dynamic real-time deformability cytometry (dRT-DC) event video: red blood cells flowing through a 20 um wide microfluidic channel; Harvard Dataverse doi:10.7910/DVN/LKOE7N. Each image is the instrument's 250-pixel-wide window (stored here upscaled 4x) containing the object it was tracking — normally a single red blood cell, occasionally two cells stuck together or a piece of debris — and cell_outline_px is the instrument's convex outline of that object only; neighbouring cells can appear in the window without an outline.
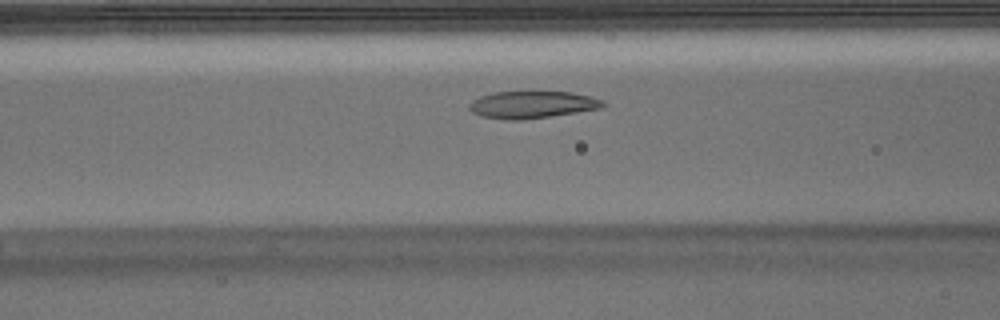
{"species": "Egyptian fruit bat (a non-hibernating species)", "species_latin": "Rousettus aegyptiacus", "temperature_condition": "warm", "stored_images_in_passage": 46, "camera_frame_rate_fps": 3000, "um_per_image_px": 0.085, "animal": {"sex": "male"}, "frame": {"image": 1, "passage_image": 13, "time_ms": 4.0, "image_size_px": [1000, 320], "cell_outline_px": [[608, 104], [600, 108], [576, 112], [520, 120], [504, 120], [480, 116], [472, 112], [468, 108], [468, 104], [472, 100], [480, 96], [492, 92], [572, 92], [592, 96], [604, 100]], "centroid_in_image_um": [45.22, 8.89], "position_along_channel_um": 121.4, "area_um2": 21.27}}
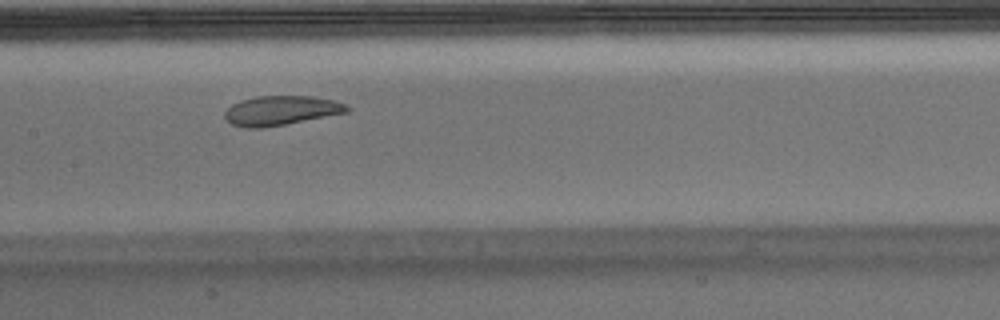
{"frame": {"image": 2, "passage_image": 18, "time_ms": 5.667, "image_size_px": [1000, 320], "cell_outline_px": [[352, 108], [348, 112], [264, 128], [244, 128], [232, 124], [224, 116], [224, 112], [232, 104], [240, 100], [256, 96], [312, 96], [332, 100], [344, 104]], "centroid_in_image_um": [23.86, 9.39], "position_along_channel_um": 183.5, "area_um2": 20.92}}
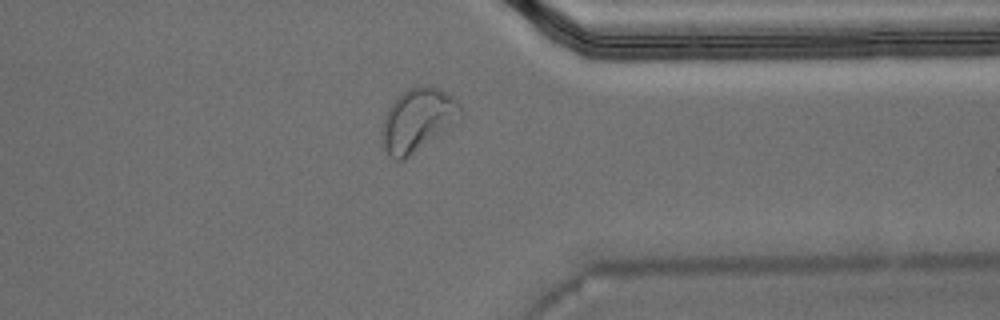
{"frame": {"image": 3, "passage_image": 34, "time_ms": 11.0, "image_size_px": [1000, 320], "cell_outline_px": [[464, 116], [460, 124], [404, 160], [392, 160], [388, 156], [384, 148], [384, 116], [388, 108], [408, 88], [436, 88], [448, 92], [464, 108]], "centroid_in_image_um": [35.63, 10.26], "position_along_channel_um": 375.8, "area_um2": 29.19}, "authors_computed_cell_mechanics": {"area_um2": 23.0911, "velocity_mm_per_s": 3.7265, "shape_relaxation_time_tau1_ms": 10.85, "shape_relaxation_time_tau2_ms": 2.3292, "deformation_change_tau1": 0.2489, "deformation_change_tau2": 0.0918}}